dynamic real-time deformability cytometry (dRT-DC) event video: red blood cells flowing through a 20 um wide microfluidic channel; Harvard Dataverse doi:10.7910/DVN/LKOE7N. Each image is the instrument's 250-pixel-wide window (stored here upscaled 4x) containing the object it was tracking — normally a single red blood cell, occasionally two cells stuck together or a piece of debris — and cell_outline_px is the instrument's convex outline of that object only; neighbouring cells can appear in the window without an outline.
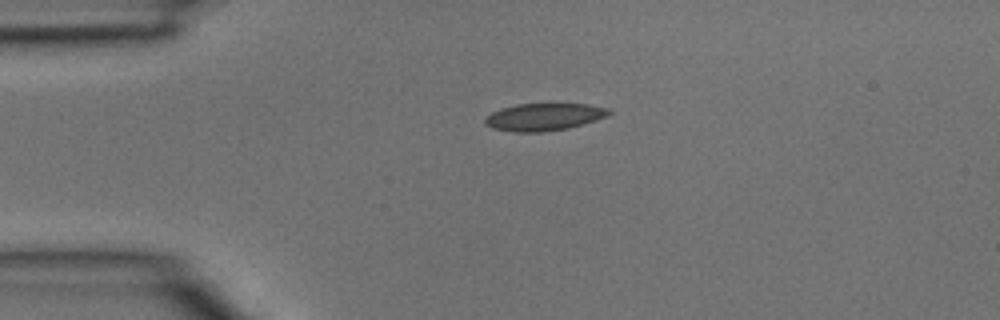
{"species": "common noctule bat (a hibernating species)", "species_latin": "Nyctalus noctula", "temperature_condition": "room temperature", "stored_images_in_passage": 32, "camera_frame_rate_fps": 3000, "um_per_image_px": 0.085, "animal": {"sex": "male", "body_mass_g": 15.6}, "frame": {"image": 1, "passage_image": 1, "time_ms": 0.0, "image_size_px": [1000, 320], "cell_outline_px": [[612, 112], [608, 116], [596, 120], [568, 128], [544, 132], [512, 132], [492, 128], [484, 124], [484, 120], [492, 112], [516, 104], [588, 104], [608, 108]], "centroid_in_image_um": [46.25, 9.95], "position_along_channel_um": 38.8, "area_um2": 19.71}}
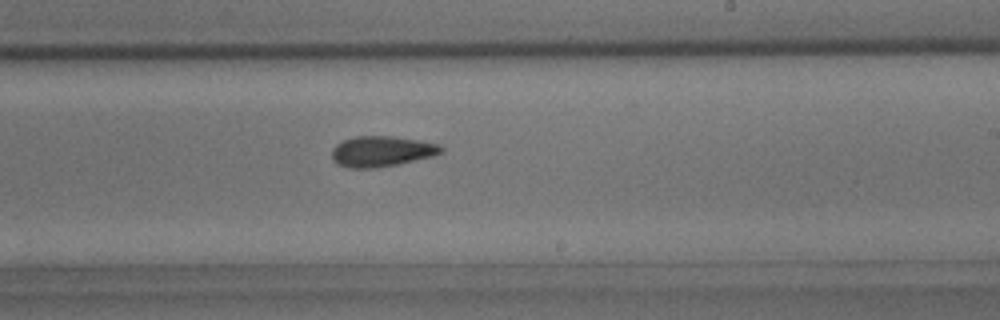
{"frame": {"image": 2, "passage_image": 16, "time_ms": 5.0, "image_size_px": [1000, 320], "cell_outline_px": [[444, 152], [432, 156], [396, 164], [372, 168], [348, 168], [336, 164], [332, 160], [332, 148], [336, 144], [344, 140], [356, 136], [392, 136], [420, 140], [440, 144], [444, 148]], "centroid_in_image_um": [32.43, 12.86], "position_along_channel_um": 256.6, "area_um2": 19.54}}
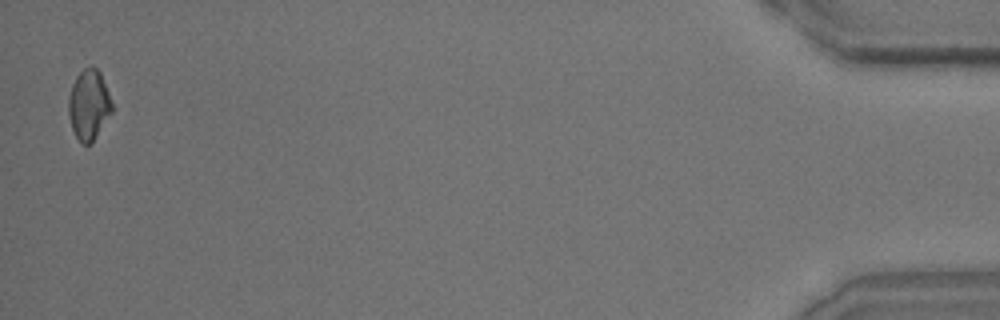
{"frame": {"image": 3, "passage_image": 32, "time_ms": 10.333, "image_size_px": [1000, 320], "cell_outline_px": [[116, 108], [92, 144], [84, 144], [76, 136], [72, 128], [68, 116], [68, 96], [72, 84], [76, 76], [84, 68], [96, 68], [100, 72]], "centroid_in_image_um": [7.59, 8.93], "position_along_channel_um": 427.6, "area_um2": 18.21}}